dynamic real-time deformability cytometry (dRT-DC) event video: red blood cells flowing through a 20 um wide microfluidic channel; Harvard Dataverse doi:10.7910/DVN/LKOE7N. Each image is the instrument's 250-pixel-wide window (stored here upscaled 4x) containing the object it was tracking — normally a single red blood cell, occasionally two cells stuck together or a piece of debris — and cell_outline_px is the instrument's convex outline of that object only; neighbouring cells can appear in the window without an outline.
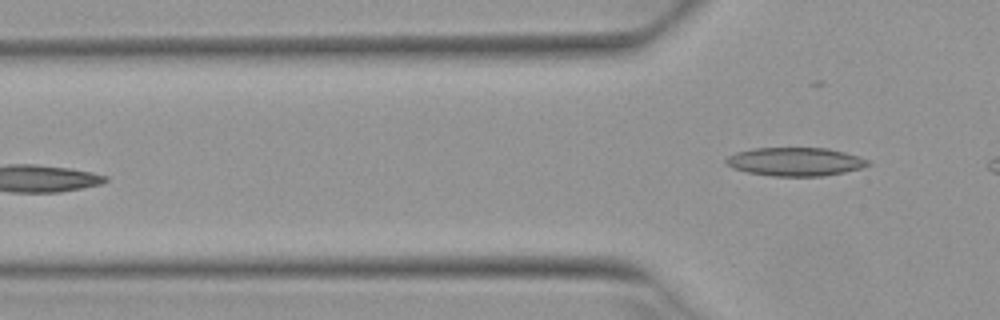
{"species": "Egyptian fruit bat (a non-hibernating species)", "species_latin": "Rousettus aegyptiacus", "temperature_condition": "warm", "stored_images_in_passage": 6, "camera_frame_rate_fps": 3000, "um_per_image_px": 0.085, "animal": {"sex": "female"}, "frame": {"image": 1, "passage_image": 6, "time_ms": 1.667, "image_size_px": [1000, 320], "cell_outline_px": [[872, 164], [860, 168], [844, 172], [824, 176], [772, 176], [748, 172], [732, 168], [724, 160], [728, 156], [736, 152], [756, 148], [828, 148], [860, 156], [868, 160]], "centroid_in_image_um": [67.61, 13.74], "position_along_channel_um": 58.2, "area_um2": 23.52}}